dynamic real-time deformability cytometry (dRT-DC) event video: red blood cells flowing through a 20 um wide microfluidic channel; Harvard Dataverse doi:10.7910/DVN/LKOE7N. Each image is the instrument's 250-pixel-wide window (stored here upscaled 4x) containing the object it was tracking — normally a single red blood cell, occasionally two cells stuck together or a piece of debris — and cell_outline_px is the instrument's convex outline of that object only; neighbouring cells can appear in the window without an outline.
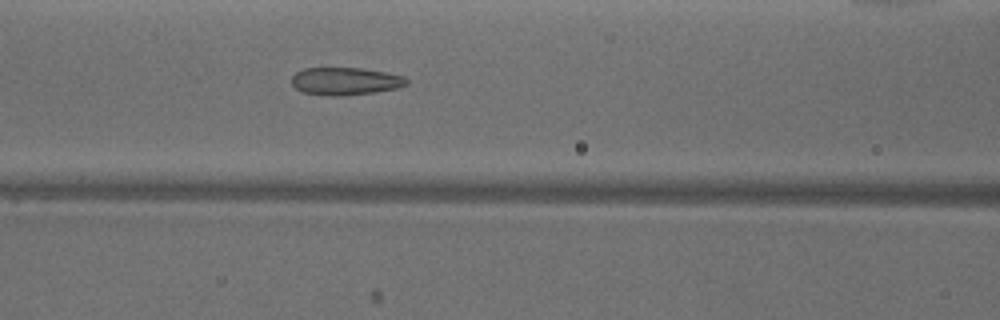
{"species": "common noctule bat (a hibernating species)", "species_latin": "Nyctalus noctula", "temperature_condition": "warm", "stored_images_in_passage": 43, "camera_frame_rate_fps": 3000, "um_per_image_px": 0.085, "animal": {"sex": "male", "body_mass_g": 18.8}, "frame": {"image": 1, "passage_image": 13, "time_ms": 4.0, "image_size_px": [1000, 320], "cell_outline_px": [[408, 84], [400, 88], [376, 92], [336, 96], [332, 96], [304, 92], [296, 88], [292, 84], [292, 76], [296, 72], [304, 68], [360, 68], [384, 72], [404, 76], [408, 80]], "centroid_in_image_um": [29.38, 6.9], "position_along_channel_um": 137.2, "area_um2": 18.44}}
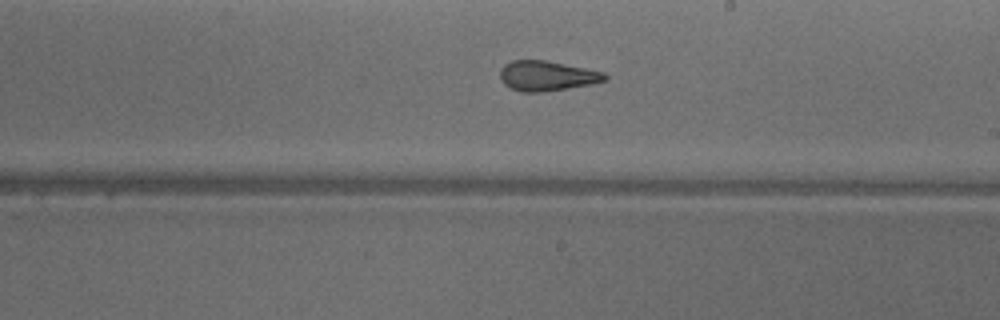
{"frame": {"image": 2, "passage_image": 21, "time_ms": 6.667, "image_size_px": [1000, 320], "cell_outline_px": [[608, 80], [592, 84], [568, 88], [540, 92], [520, 92], [504, 84], [500, 80], [500, 68], [504, 64], [512, 60], [544, 60], [604, 72], [608, 76]], "centroid_in_image_um": [46.47, 6.45], "position_along_channel_um": 242.5, "area_um2": 18.32}}
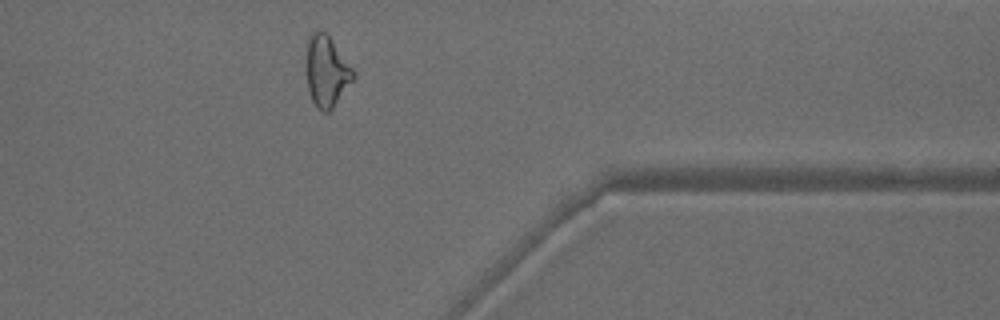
{"frame": {"image": 3, "passage_image": 33, "time_ms": 10.667, "image_size_px": [1000, 320], "cell_outline_px": [[356, 76], [332, 108], [328, 112], [324, 112], [312, 100], [308, 92], [304, 68], [304, 56], [308, 36], [316, 28], [320, 28], [328, 36], [356, 72]], "centroid_in_image_um": [27.7, 6.0], "position_along_channel_um": 383.7, "area_um2": 19.88}, "authors_computed_cell_mechanics": {"area_um2": 19.652, "velocity_mm_per_s": 3.9444, "shape_relaxation_time_tau1_ms": 9.1553, "shape_relaxation_time_tau2_ms": 1.6641, "deformation_change_tau1": 0.2281, "deformation_change_tau2": 0.112}}